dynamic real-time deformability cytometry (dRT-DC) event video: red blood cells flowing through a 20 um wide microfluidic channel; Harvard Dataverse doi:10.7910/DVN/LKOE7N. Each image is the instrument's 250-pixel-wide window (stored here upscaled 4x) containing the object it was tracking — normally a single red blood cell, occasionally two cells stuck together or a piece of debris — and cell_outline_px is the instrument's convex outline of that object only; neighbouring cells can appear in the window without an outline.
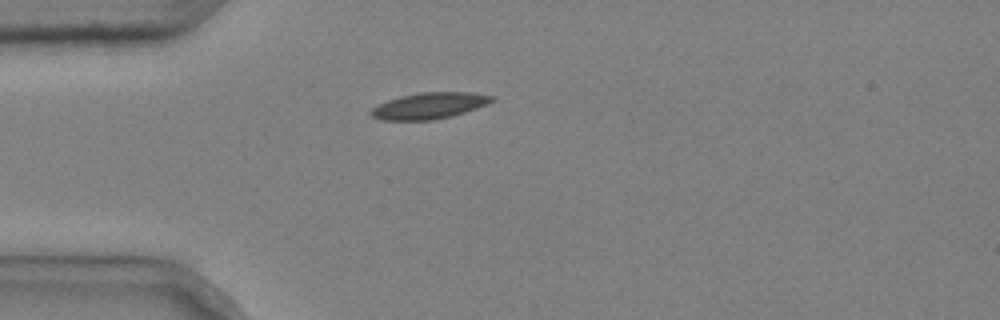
{"species": "common noctule bat (a hibernating species)", "species_latin": "Nyctalus noctula", "temperature_condition": "cold", "stored_images_in_passage": 1, "camera_frame_rate_fps": 3000, "um_per_image_px": 0.085, "animal": {"sex": "male", "body_mass_g": 20.4}, "frame": {"image": 1, "passage_image": 1, "time_ms": 0.0, "image_size_px": [1000, 320], "cell_outline_px": [[496, 100], [488, 104], [452, 116], [432, 120], [380, 120], [372, 116], [368, 112], [372, 108], [388, 100], [400, 96], [420, 92], [472, 92], [496, 96]], "centroid_in_image_um": [36.52, 8.98], "position_along_channel_um": 48.5, "area_um2": 18.61}}